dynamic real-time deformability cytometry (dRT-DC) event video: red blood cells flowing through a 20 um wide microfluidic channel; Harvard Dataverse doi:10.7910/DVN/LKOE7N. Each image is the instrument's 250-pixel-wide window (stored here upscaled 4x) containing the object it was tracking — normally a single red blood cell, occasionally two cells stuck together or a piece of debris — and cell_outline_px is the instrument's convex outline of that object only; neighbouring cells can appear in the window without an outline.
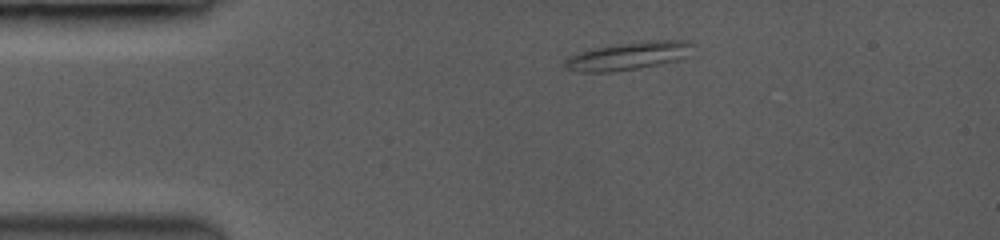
{"species": "common noctule bat (a hibernating species)", "species_latin": "Nyctalus noctula", "temperature_condition": "room temperature", "stored_images_in_passage": 79, "segment_of_instrument_passage": [1, 2], "camera_frame_rate_fps": 3500, "um_per_image_px": 0.085, "animal": {"sex": "female", "body_mass_g": 19.0, "forearm_length_mm": 53.3}, "frame": {"image": 1, "passage_image": 1, "time_ms": 0.0, "image_size_px": [1000, 240], "cell_outline_px": [[688, 44], [676, 60], [636, 68], [612, 72], [584, 72], [568, 68], [564, 64], [564, 60], [572, 56], [584, 52], [600, 48], [628, 44], [672, 40], [680, 40]], "centroid_in_image_um": [53.23, 4.81], "position_along_channel_um": 31.8, "area_um2": 18.5}}
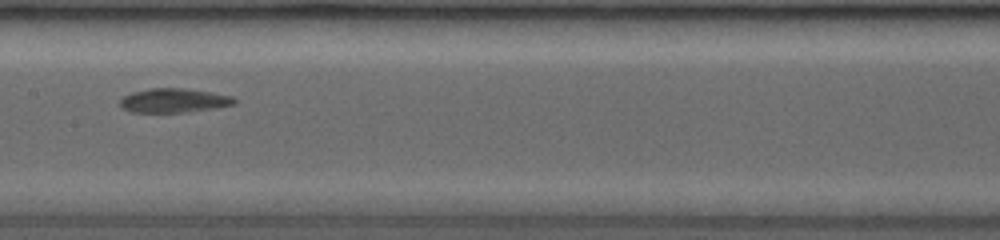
{"frame": {"image": 2, "passage_image": 22, "time_ms": 5.429, "image_size_px": [1000, 240], "cell_outline_px": [[236, 100], [232, 104], [212, 108], [180, 112], [132, 112], [124, 108], [120, 104], [120, 100], [124, 96], [132, 92], [152, 88], [180, 88], [208, 92], [232, 96]], "centroid_in_image_um": [14.72, 8.53], "position_along_channel_um": 192.7, "area_um2": 15.55}}
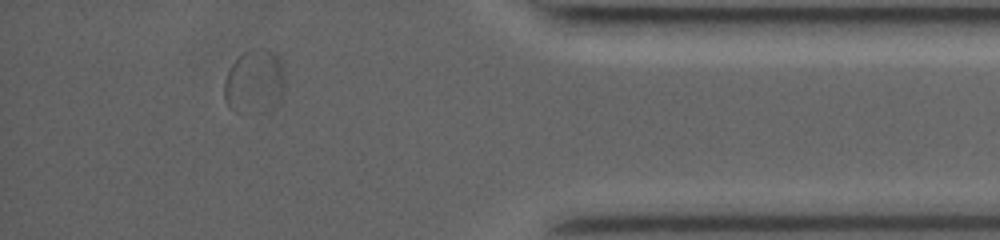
{"frame": {"image": 3, "passage_image": 70, "time_ms": 11.714, "image_size_px": [1000, 240], "cell_outline_px": [[284, 92], [280, 100], [268, 112], [228, 108], [224, 100], [224, 80], [228, 68], [244, 52], [252, 48], [268, 48], [276, 52], [280, 56], [284, 80]], "centroid_in_image_um": [21.65, 6.89], "position_along_channel_um": 413.6, "area_um2": 22.83}}